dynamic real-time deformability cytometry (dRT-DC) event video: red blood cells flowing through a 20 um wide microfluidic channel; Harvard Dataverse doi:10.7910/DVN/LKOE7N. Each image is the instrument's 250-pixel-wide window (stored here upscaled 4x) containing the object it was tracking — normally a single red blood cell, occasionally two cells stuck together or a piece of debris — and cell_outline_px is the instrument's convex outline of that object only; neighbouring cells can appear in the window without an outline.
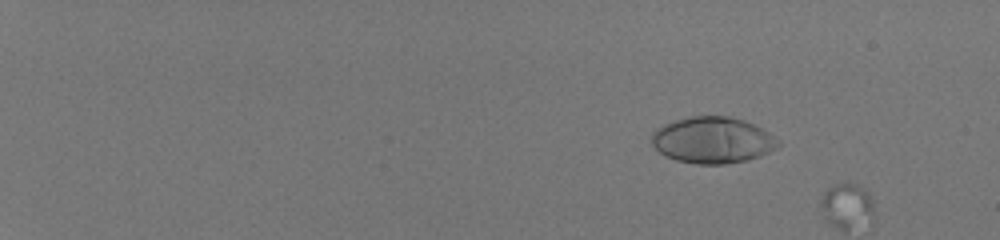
{"species": "human", "species_latin": "Homo sapiens", "temperature_condition": "room temperature", "stored_images_in_passage": 15, "camera_frame_rate_fps": 3000, "um_per_image_px": 0.085, "donor": {"sex": "male"}, "frame": {"image": 1, "passage_image": 11, "time_ms": 3.333, "image_size_px": [1000, 240], "cell_outline_px": [[780, 144], [776, 148], [760, 156], [748, 160], [724, 164], [696, 164], [676, 160], [660, 152], [652, 144], [652, 136], [664, 124], [676, 120], [692, 116], [728, 116], [744, 120], [768, 132], [780, 140]], "centroid_in_image_um": [60.61, 11.92], "position_along_channel_um": 24.4, "area_um2": 33.81}}